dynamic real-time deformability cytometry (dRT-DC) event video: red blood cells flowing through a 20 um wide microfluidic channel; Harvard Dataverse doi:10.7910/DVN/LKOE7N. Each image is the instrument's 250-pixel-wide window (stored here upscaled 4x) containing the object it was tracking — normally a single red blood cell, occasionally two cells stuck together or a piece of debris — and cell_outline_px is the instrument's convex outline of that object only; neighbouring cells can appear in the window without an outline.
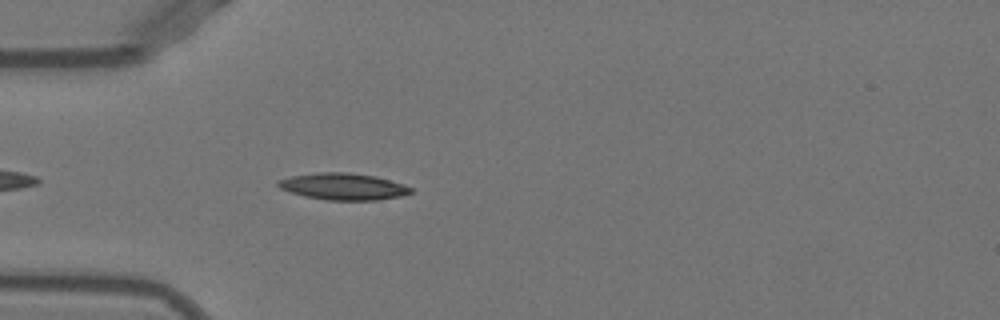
{"species": "Egyptian fruit bat (a non-hibernating species)", "species_latin": "Rousettus aegyptiacus", "temperature_condition": "warm", "stored_images_in_passage": 38, "camera_frame_rate_fps": 3000, "um_per_image_px": 0.085, "animal": {"sex": "female"}, "frame": {"image": 1, "passage_image": 2, "time_ms": 0.333, "image_size_px": [1000, 320], "cell_outline_px": [[412, 192], [400, 196], [376, 200], [328, 200], [304, 196], [280, 188], [276, 184], [276, 180], [292, 176], [320, 172], [348, 172], [376, 176], [404, 184], [412, 188]], "centroid_in_image_um": [29.17, 15.84], "position_along_channel_um": 55.8, "area_um2": 20.58}}
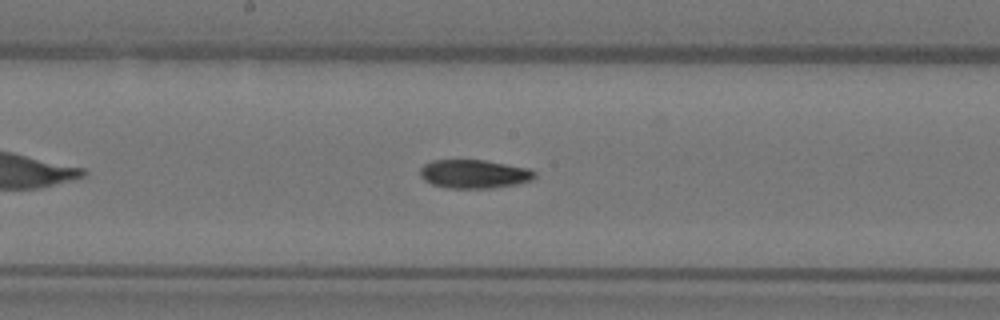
{"frame": {"image": 2, "passage_image": 14, "time_ms": 4.333, "image_size_px": [1000, 320], "cell_outline_px": [[536, 176], [532, 180], [516, 184], [492, 188], [448, 188], [432, 184], [424, 180], [420, 176], [420, 168], [424, 164], [432, 160], [484, 160], [528, 168], [536, 172]], "centroid_in_image_um": [40.29, 14.79], "position_along_channel_um": 207.9, "area_um2": 19.13}}
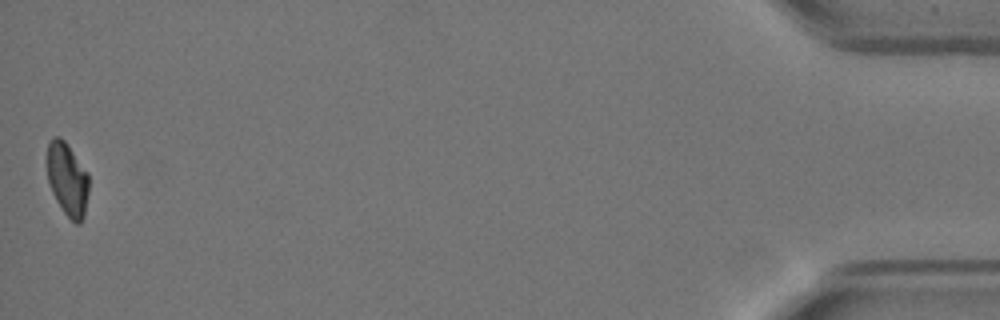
{"frame": {"image": 3, "passage_image": 38, "time_ms": 12.333, "image_size_px": [1000, 320], "cell_outline_px": [[88, 192], [84, 216], [80, 224], [76, 224], [64, 212], [56, 200], [52, 192], [48, 180], [44, 160], [48, 144], [52, 136], [60, 136], [64, 140], [88, 172]], "centroid_in_image_um": [5.69, 15.19], "position_along_channel_um": 429.5, "area_um2": 18.15}, "authors_computed_cell_mechanics": {"area_um2": 19.363, "velocity_mm_per_s": 3.9442, "shape_relaxation_time_tau1_ms": 6.7402, "shape_relaxation_time_tau2_ms": 3.6753, "deformation_change_tau1": 0.2258, "deformation_change_tau2": 0.0932}}